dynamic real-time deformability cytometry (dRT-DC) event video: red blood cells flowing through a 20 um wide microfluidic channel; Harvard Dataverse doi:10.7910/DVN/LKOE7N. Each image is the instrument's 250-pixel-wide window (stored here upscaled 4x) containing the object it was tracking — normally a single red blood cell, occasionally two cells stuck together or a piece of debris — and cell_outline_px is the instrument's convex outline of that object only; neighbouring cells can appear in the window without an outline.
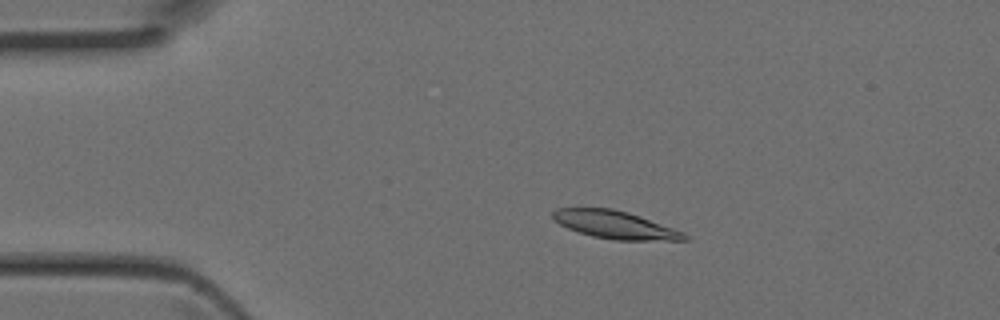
{"species": "Egyptian fruit bat (a non-hibernating species)", "species_latin": "Rousettus aegyptiacus", "temperature_condition": "room temperature", "stored_images_in_passage": 44, "camera_frame_rate_fps": 3000, "um_per_image_px": 0.085, "animal": {"sex": "female"}, "frame": {"image": 1, "passage_image": 9, "time_ms": 2.667, "image_size_px": [1000, 320], "cell_outline_px": [[688, 240], [616, 240], [592, 236], [568, 228], [560, 224], [552, 216], [552, 212], [556, 208], [612, 208], [628, 212], [640, 216], [684, 232], [688, 236]], "centroid_in_image_um": [52.29, 19.1], "position_along_channel_um": 32.7, "area_um2": 21.1}}
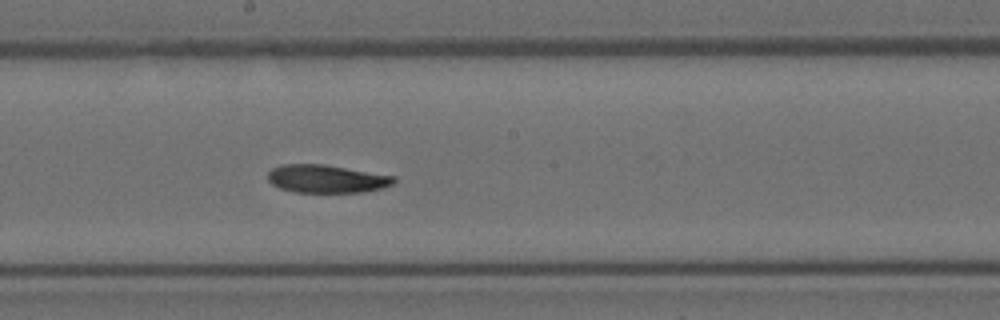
{"frame": {"image": 2, "passage_image": 24, "time_ms": 7.667, "image_size_px": [1000, 320], "cell_outline_px": [[396, 180], [392, 184], [380, 188], [364, 192], [292, 192], [280, 188], [272, 184], [268, 180], [268, 172], [272, 168], [280, 164], [324, 164], [396, 176]], "centroid_in_image_um": [27.73, 15.19], "position_along_channel_um": 220.5, "area_um2": 20.63}}
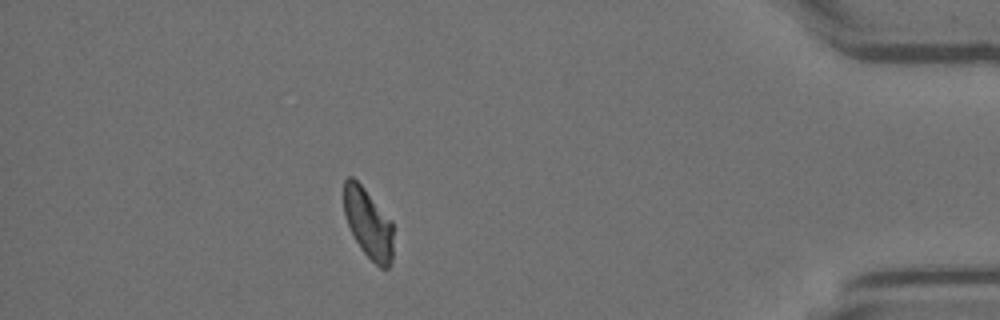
{"frame": {"image": 3, "passage_image": 39, "time_ms": 12.667, "image_size_px": [1000, 320], "cell_outline_px": [[392, 260], [388, 268], [380, 268], [360, 248], [348, 224], [344, 212], [344, 180], [348, 176], [352, 176], [364, 188], [392, 220]], "centroid_in_image_um": [31.31, 18.97], "position_along_channel_um": 403.9, "area_um2": 19.88}}